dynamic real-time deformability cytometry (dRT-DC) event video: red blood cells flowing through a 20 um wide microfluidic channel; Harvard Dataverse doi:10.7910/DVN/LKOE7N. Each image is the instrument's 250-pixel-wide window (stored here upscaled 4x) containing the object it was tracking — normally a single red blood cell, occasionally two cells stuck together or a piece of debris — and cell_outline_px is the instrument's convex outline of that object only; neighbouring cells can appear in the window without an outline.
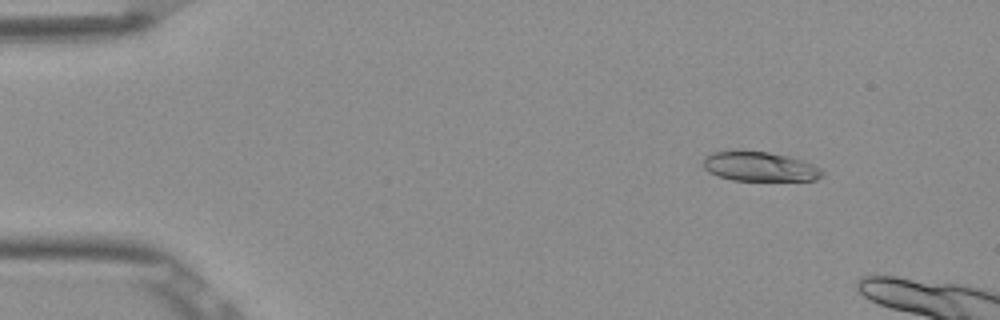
{"species": "Egyptian fruit bat (a non-hibernating species)", "species_latin": "Rousettus aegyptiacus", "temperature_condition": "room temperature", "stored_images_in_passage": 3, "camera_frame_rate_fps": 3000, "um_per_image_px": 0.085, "frame": {"image": 1, "passage_image": 1, "time_ms": 0.0, "image_size_px": [1000, 320], "cell_outline_px": [[824, 176], [816, 180], [732, 180], [716, 176], [708, 172], [704, 168], [704, 156], [712, 152], [740, 148], [768, 152], [788, 156], [812, 164], [820, 168], [824, 172]], "centroid_in_image_um": [64.52, 14.12], "position_along_channel_um": 20.5, "area_um2": 20.98}}